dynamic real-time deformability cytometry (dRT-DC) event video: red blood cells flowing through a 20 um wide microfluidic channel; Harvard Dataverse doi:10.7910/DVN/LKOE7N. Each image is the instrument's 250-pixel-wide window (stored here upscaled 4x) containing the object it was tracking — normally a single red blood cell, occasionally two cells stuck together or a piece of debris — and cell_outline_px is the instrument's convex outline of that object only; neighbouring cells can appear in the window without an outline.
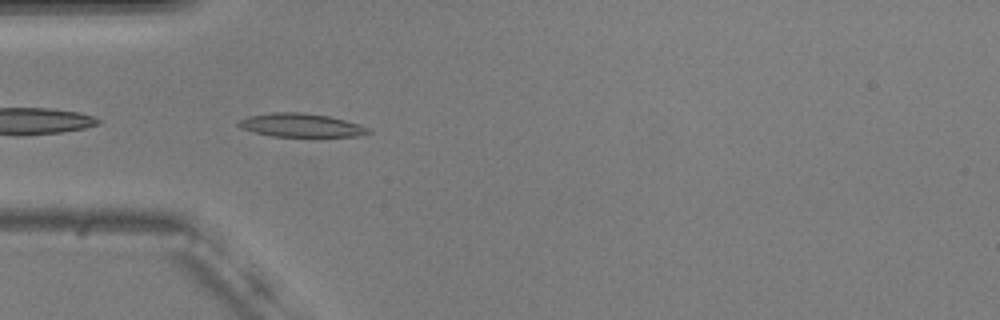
{"species": "common noctule bat (a hibernating species)", "species_latin": "Nyctalus noctula", "temperature_condition": "warm", "stored_images_in_passage": 40, "camera_frame_rate_fps": 3000, "um_per_image_px": 0.085, "animal": {"sex": "male", "body_mass_g": 20.5, "forearm_length_mm": 52.5}, "frame": {"image": 1, "passage_image": 2, "time_ms": 0.333, "image_size_px": [1000, 320], "cell_outline_px": [[372, 132], [356, 136], [312, 140], [272, 136], [240, 128], [236, 124], [236, 120], [248, 116], [272, 112], [304, 112], [328, 116], [360, 124], [368, 128]], "centroid_in_image_um": [25.6, 10.7], "position_along_channel_um": 59.4, "area_um2": 18.96}}
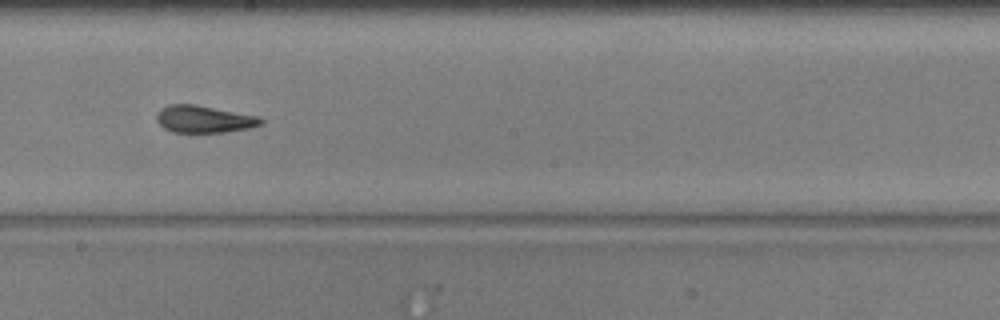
{"frame": {"image": 2, "passage_image": 16, "time_ms": 5.0, "image_size_px": [1000, 320], "cell_outline_px": [[264, 120], [260, 124], [248, 128], [224, 132], [172, 132], [164, 128], [156, 120], [156, 112], [160, 108], [168, 104], [196, 104], [260, 116]], "centroid_in_image_um": [17.31, 10.11], "position_along_channel_um": 230.9, "area_um2": 16.65}}
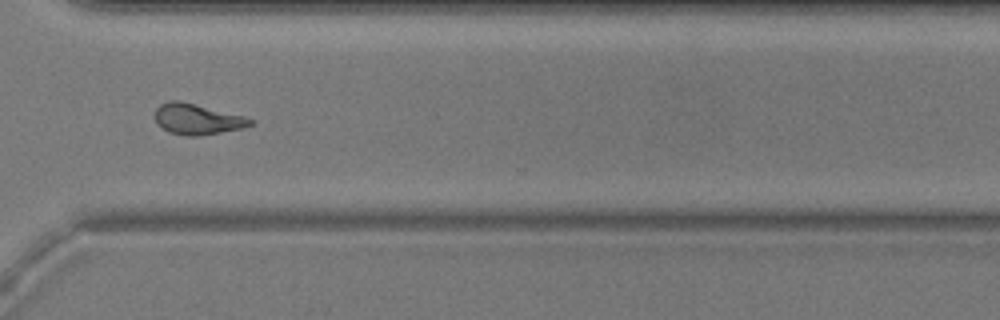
{"frame": {"image": 3, "passage_image": 26, "time_ms": 8.333, "image_size_px": [1000, 320], "cell_outline_px": [[256, 120], [252, 124], [244, 128], [200, 136], [184, 136], [168, 132], [160, 128], [156, 124], [156, 108], [160, 104], [168, 100], [180, 100], [244, 116]], "centroid_in_image_um": [16.75, 10.13], "position_along_channel_um": 353.8, "area_um2": 17.34}, "authors_computed_cell_mechanics": {"area_um2": 16.8487, "velocity_mm_per_s": 3.7088, "shape_relaxation_time_tau1_ms": null, "shape_relaxation_time_tau2_ms": 2.6478, "deformation_change_tau1": null, "deformation_change_tau2": 0.1152}}